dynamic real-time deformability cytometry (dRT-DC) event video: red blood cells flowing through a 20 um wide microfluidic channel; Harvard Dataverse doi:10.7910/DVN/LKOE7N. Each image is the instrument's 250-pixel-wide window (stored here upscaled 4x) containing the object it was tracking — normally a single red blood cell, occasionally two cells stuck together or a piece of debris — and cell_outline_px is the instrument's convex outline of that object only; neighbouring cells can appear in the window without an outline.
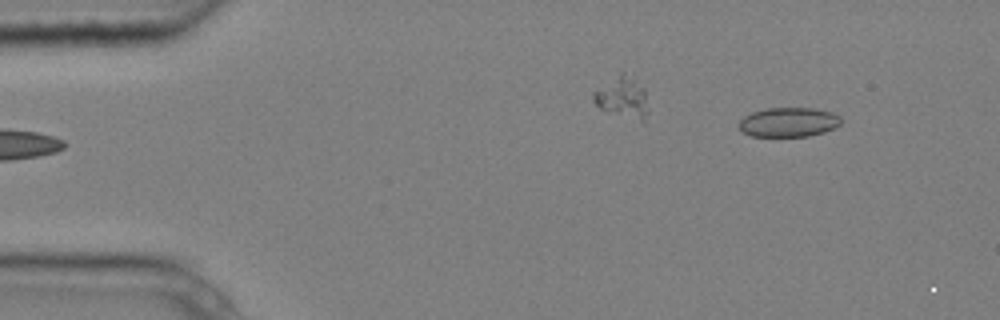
{"species": "common noctule bat (a hibernating species)", "species_latin": "Nyctalus noctula", "temperature_condition": "cold", "stored_images_in_passage": 5, "segment_of_instrument_passage": [2, 2], "camera_frame_rate_fps": 3000, "um_per_image_px": 0.085, "animal": {"sex": "male", "body_mass_g": 20.4}, "frame": {"image": 1, "passage_image": 5, "time_ms": 1.333, "image_size_px": [1000, 320], "cell_outline_px": [[840, 124], [836, 128], [824, 132], [808, 136], [752, 136], [744, 132], [736, 124], [744, 116], [752, 112], [764, 108], [816, 108], [832, 112], [840, 116]], "centroid_in_image_um": [67.03, 10.37], "position_along_channel_um": 18.0, "area_um2": 17.63}}